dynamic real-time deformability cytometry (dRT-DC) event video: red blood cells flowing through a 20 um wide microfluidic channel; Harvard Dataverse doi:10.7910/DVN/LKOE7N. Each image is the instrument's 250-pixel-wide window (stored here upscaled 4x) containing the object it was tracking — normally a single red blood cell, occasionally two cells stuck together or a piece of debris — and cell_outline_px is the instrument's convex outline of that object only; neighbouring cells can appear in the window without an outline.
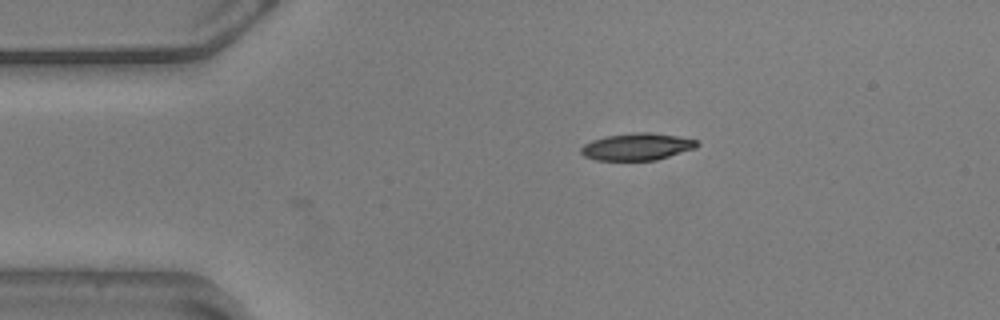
{"species": "common noctule bat (a hibernating species)", "species_latin": "Nyctalus noctula", "temperature_condition": "warm", "stored_images_in_passage": 5, "camera_frame_rate_fps": 3000, "um_per_image_px": 0.085, "animal": {"sex": "male", "body_mass_g": 20.5, "forearm_length_mm": 52.5}, "frame": {"image": 1, "passage_image": 1, "time_ms": 0.0, "image_size_px": [1000, 320], "cell_outline_px": [[700, 144], [696, 148], [656, 160], [596, 160], [584, 156], [580, 152], [580, 148], [584, 144], [592, 140], [608, 136], [636, 132], [648, 132], [680, 136], [696, 140]], "centroid_in_image_um": [54.16, 12.47], "position_along_channel_um": 30.8, "area_um2": 18.26}}